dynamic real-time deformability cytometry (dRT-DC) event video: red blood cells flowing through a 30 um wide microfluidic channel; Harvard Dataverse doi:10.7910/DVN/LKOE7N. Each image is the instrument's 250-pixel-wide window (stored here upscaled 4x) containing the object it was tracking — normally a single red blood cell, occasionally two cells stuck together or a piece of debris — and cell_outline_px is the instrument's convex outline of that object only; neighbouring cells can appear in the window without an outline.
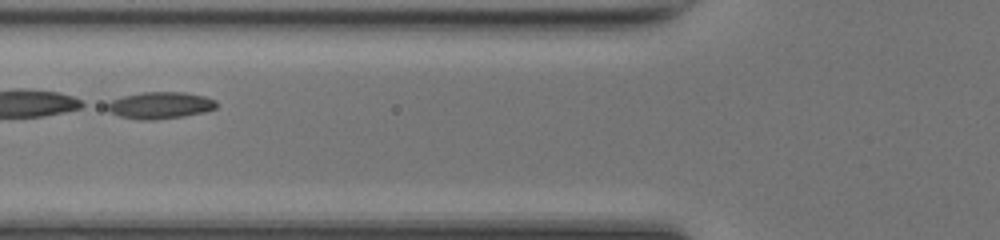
{"species": "common noctule bat (a hibernating species)", "species_latin": "Nyctalus noctula", "temperature_condition": "room temperature", "stored_images_in_passage": 21, "segment_of_instrument_passage": [2, 2], "camera_frame_rate_fps": 3000, "um_per_image_px": 0.085, "animal": {"sex": "female", "body_mass_g": 17.0, "forearm_length_mm": 48.0}, "frame": {"image": 1, "passage_image": 12, "time_ms": 3.667, "image_size_px": [1000, 240], "cell_outline_px": [[216, 108], [204, 112], [184, 116], [148, 120], [140, 120], [120, 116], [104, 108], [104, 104], [112, 100], [124, 96], [144, 92], [184, 92], [204, 96], [216, 100]], "centroid_in_image_um": [13.59, 8.95], "position_along_channel_um": 112.2, "area_um2": 16.99}}
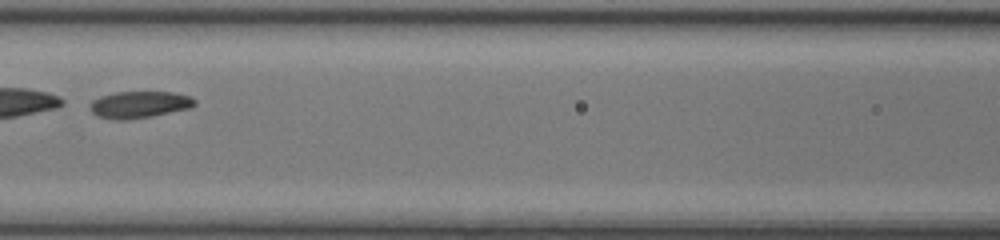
{"frame": {"image": 2, "passage_image": 15, "time_ms": 4.667, "image_size_px": [1000, 240], "cell_outline_px": [[196, 104], [188, 108], [152, 116], [128, 120], [116, 120], [100, 116], [92, 112], [92, 100], [100, 96], [116, 92], [172, 92], [192, 96], [196, 100]], "centroid_in_image_um": [11.88, 8.88], "position_along_channel_um": 154.7, "area_um2": 16.18}}